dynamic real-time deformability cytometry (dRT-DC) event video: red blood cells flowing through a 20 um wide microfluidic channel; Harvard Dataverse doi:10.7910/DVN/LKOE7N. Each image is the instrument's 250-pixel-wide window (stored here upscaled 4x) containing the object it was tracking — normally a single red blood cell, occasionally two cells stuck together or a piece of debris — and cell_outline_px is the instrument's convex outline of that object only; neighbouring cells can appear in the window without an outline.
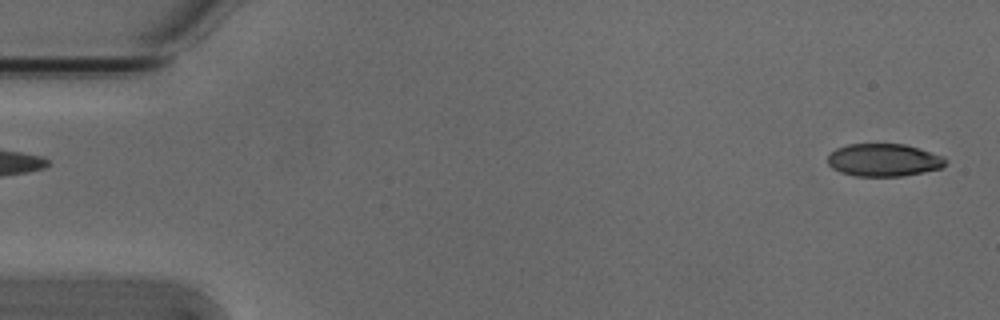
{"species": "Egyptian fruit bat (a non-hibernating species)", "species_latin": "Rousettus aegyptiacus", "temperature_condition": "cold", "stored_images_in_passage": 52, "camera_frame_rate_fps": 3000, "um_per_image_px": 0.085, "animal": {"sex": "male"}, "frame": {"image": 1, "passage_image": 1, "time_ms": 0.0, "image_size_px": [1000, 320], "cell_outline_px": [[948, 160], [940, 168], [924, 172], [904, 176], [856, 176], [840, 172], [832, 168], [828, 164], [828, 156], [836, 148], [848, 144], [904, 144], [944, 156]], "centroid_in_image_um": [75.11, 13.61], "position_along_channel_um": 9.9, "area_um2": 22.43}}
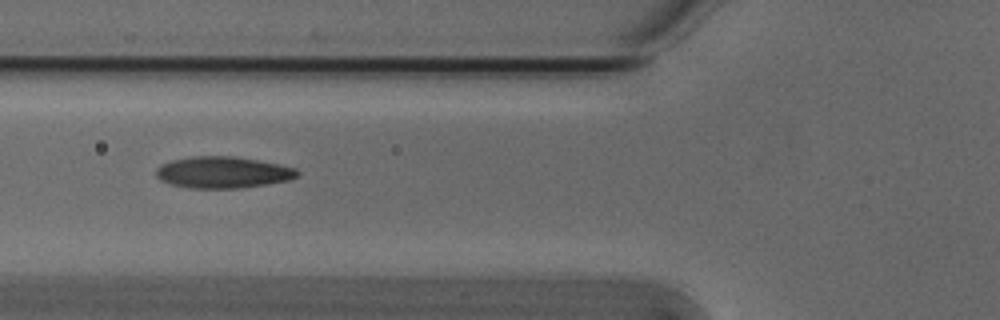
{"frame": {"image": 2, "passage_image": 19, "time_ms": 6.0, "image_size_px": [1000, 320], "cell_outline_px": [[300, 172], [296, 176], [288, 180], [268, 184], [236, 188], [188, 188], [172, 184], [160, 180], [156, 176], [156, 168], [160, 164], [172, 160], [192, 156], [236, 156], [296, 168]], "centroid_in_image_um": [18.9, 14.65], "position_along_channel_um": 106.9, "area_um2": 25.84}}
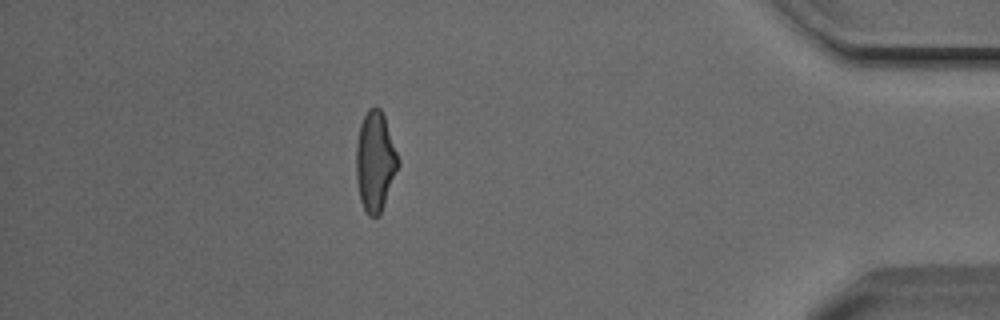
{"frame": {"image": 3, "passage_image": 46, "time_ms": 15.0, "image_size_px": [1000, 320], "cell_outline_px": [[400, 164], [380, 216], [368, 216], [360, 200], [356, 180], [356, 144], [360, 124], [368, 108], [376, 104], [380, 108], [384, 116], [400, 160]], "centroid_in_image_um": [31.89, 13.72], "position_along_channel_um": 403.3, "area_um2": 24.74}, "authors_computed_cell_mechanics": {"area_um2": 24.565, "velocity_mm_per_s": 3.8242, "shape_relaxation_time_tau1_ms": 5.6735, "shape_relaxation_time_tau2_ms": 1.6089, "deformation_change_tau1": 0.201, "deformation_change_tau2": 0.0915}}